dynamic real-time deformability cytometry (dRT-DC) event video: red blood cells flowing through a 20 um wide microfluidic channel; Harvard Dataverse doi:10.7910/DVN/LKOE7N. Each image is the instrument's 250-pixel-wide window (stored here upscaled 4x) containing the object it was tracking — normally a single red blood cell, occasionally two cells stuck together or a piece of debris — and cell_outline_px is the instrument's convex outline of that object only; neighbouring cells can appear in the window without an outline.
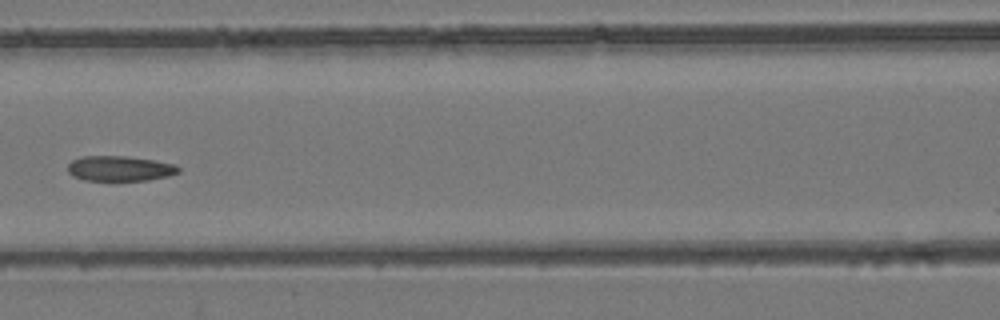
{"species": "common noctule bat (a hibernating species)", "species_latin": "Nyctalus noctula", "temperature_condition": "room temperature", "stored_images_in_passage": 10, "camera_frame_rate_fps": 3000, "um_per_image_px": 0.085, "animal": {"sex": "female", "body_mass_g": 24.6, "forearm_length_mm": 56.2}, "frame": {"image": 1, "passage_image": 10, "time_ms": 3.0, "image_size_px": [1000, 320], "cell_outline_px": [[180, 172], [168, 176], [148, 180], [112, 184], [84, 180], [72, 176], [68, 172], [68, 164], [72, 160], [80, 156], [124, 156], [152, 160], [176, 164], [180, 168]], "centroid_in_image_um": [10.15, 14.38], "position_along_channel_um": 156.5, "area_um2": 17.17}}